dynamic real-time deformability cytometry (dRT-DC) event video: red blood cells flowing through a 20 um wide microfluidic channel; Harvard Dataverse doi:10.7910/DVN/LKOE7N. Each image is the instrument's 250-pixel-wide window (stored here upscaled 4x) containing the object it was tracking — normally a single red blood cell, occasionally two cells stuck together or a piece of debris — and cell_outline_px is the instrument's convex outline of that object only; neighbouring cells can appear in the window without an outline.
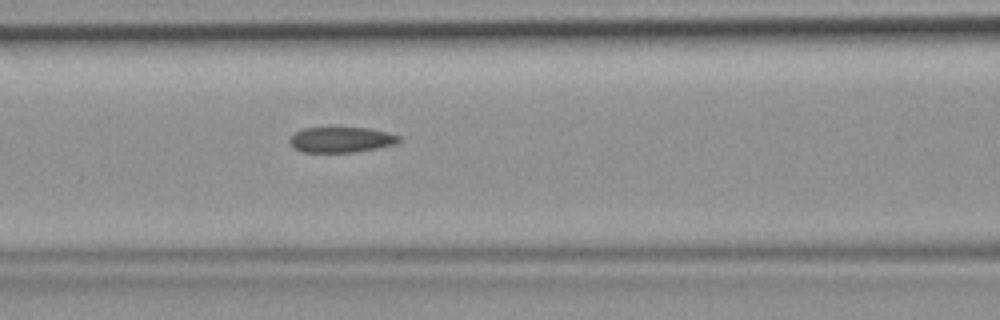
{"species": "common noctule bat (a hibernating species)", "species_latin": "Nyctalus noctula", "temperature_condition": "room temperature", "stored_images_in_passage": 47, "camera_frame_rate_fps": 3000, "um_per_image_px": 0.085, "animal": {"sex": "female", "body_mass_g": 19.9}, "frame": {"image": 1, "passage_image": 20, "time_ms": 6.333, "image_size_px": [1000, 320], "cell_outline_px": [[404, 140], [396, 144], [356, 152], [304, 152], [292, 148], [288, 140], [296, 132], [304, 128], [368, 128], [388, 132], [400, 136]], "centroid_in_image_um": [29.03, 11.88], "position_along_channel_um": 137.6, "area_um2": 16.3}}
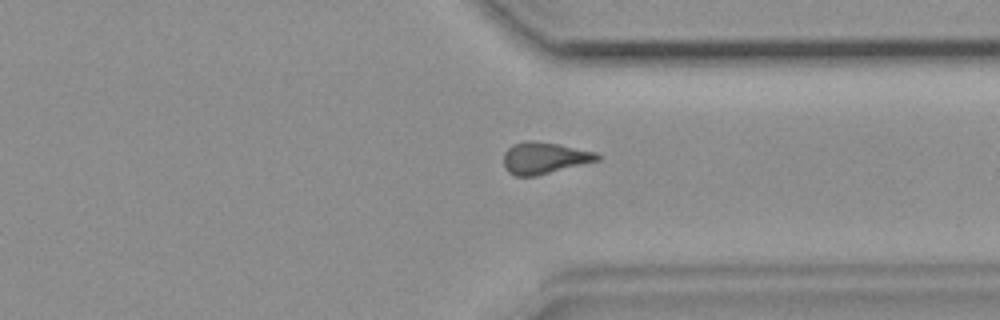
{"frame": {"image": 2, "passage_image": 36, "time_ms": 11.667, "image_size_px": [1000, 320], "cell_outline_px": [[600, 160], [536, 176], [516, 176], [508, 172], [504, 168], [504, 152], [512, 144], [524, 140], [528, 140], [560, 144], [596, 152], [600, 156]], "centroid_in_image_um": [46.25, 13.42], "position_along_channel_um": 365.1, "area_um2": 17.4}}
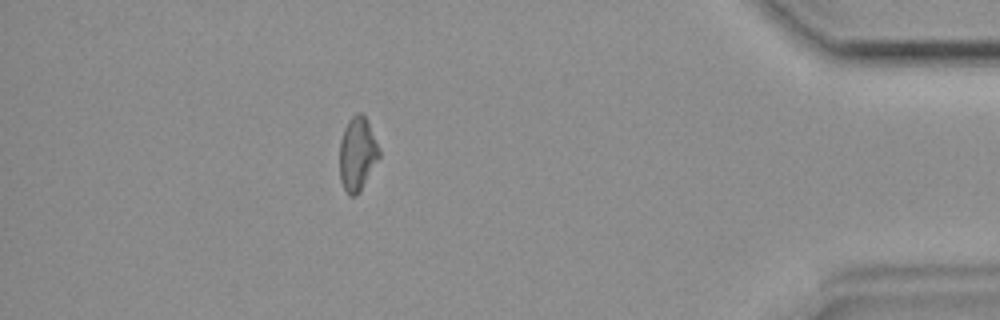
{"frame": {"image": 3, "passage_image": 42, "time_ms": 13.667, "image_size_px": [1000, 320], "cell_outline_px": [[380, 156], [360, 192], [356, 196], [348, 196], [340, 180], [340, 140], [344, 128], [348, 120], [356, 112], [360, 112], [368, 120], [380, 152]], "centroid_in_image_um": [30.37, 13.08], "position_along_channel_um": 404.8, "area_um2": 17.05}}